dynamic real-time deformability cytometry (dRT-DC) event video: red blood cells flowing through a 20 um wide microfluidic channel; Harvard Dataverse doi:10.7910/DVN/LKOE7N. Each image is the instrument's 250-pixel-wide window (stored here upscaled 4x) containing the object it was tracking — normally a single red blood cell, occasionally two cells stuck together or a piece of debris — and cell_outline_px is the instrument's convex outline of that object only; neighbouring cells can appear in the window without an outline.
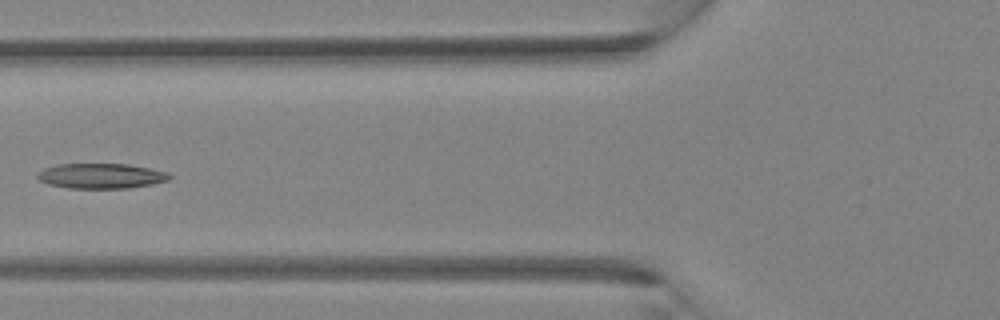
{"species": "Egyptian fruit bat (a non-hibernating species)", "species_latin": "Rousettus aegyptiacus", "temperature_condition": "room temperature", "stored_images_in_passage": 3, "camera_frame_rate_fps": 3000, "um_per_image_px": 0.085, "animal": {"sex": "female"}, "frame": {"image": 1, "passage_image": 3, "time_ms": 2.333, "image_size_px": [1000, 320], "cell_outline_px": [[172, 176], [168, 180], [152, 184], [128, 188], [68, 188], [48, 184], [40, 180], [36, 176], [44, 168], [56, 164], [128, 164], [152, 168], [168, 172]], "centroid_in_image_um": [8.62, 14.95], "position_along_channel_um": 117.2, "area_um2": 19.36}}